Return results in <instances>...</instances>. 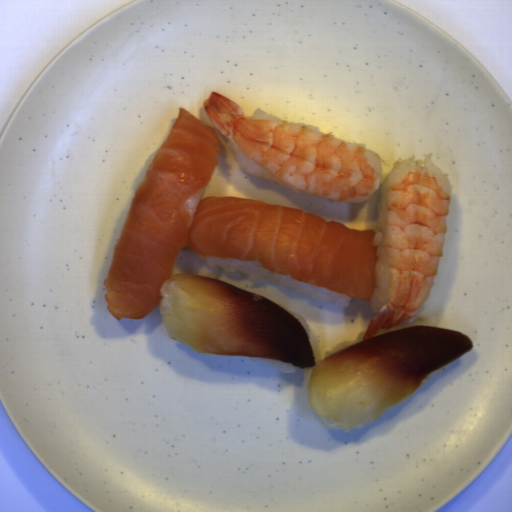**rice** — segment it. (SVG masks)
Listing matches in <instances>:
<instances>
[{"mask_svg":"<svg viewBox=\"0 0 512 512\" xmlns=\"http://www.w3.org/2000/svg\"><path fill=\"white\" fill-rule=\"evenodd\" d=\"M199 256L207 266L213 268H222L226 271L241 272L243 274H247V279L250 282H256L261 279L274 280L286 287L295 288L302 295L310 299L334 303L345 308L349 305L352 299V297L343 293H334L322 288H315L289 276L273 274L258 265L253 260L240 261L236 259H223L219 257H207L202 255Z\"/></svg>","mask_w":512,"mask_h":512,"instance_id":"rice-1","label":"rice"},{"mask_svg":"<svg viewBox=\"0 0 512 512\" xmlns=\"http://www.w3.org/2000/svg\"><path fill=\"white\" fill-rule=\"evenodd\" d=\"M390 173L382 178L378 187V219L375 226V245L378 247L375 291L370 301L373 311L378 313L386 304L388 296L389 265L386 237L387 188Z\"/></svg>","mask_w":512,"mask_h":512,"instance_id":"rice-2","label":"rice"},{"mask_svg":"<svg viewBox=\"0 0 512 512\" xmlns=\"http://www.w3.org/2000/svg\"><path fill=\"white\" fill-rule=\"evenodd\" d=\"M161 147L162 146H160L159 148L154 150L151 153V155L146 159V161L143 163V166H142L141 170L139 171L137 177L132 182L129 198L125 202V204L122 206V208L120 209L116 225H115V227H114V229L112 231V238H111L112 253H114V249H115L116 244H117V242L119 240V237H120V234H121L124 222H125V218H126V215H127V212H128V209H129V206H130V203H131V200H132V198H133V196H134V194H135L139 184L141 183L143 177L145 176L147 170L149 169L151 163L153 162L154 158L156 157V155L158 154L159 150L161 149Z\"/></svg>","mask_w":512,"mask_h":512,"instance_id":"rice-3","label":"rice"},{"mask_svg":"<svg viewBox=\"0 0 512 512\" xmlns=\"http://www.w3.org/2000/svg\"><path fill=\"white\" fill-rule=\"evenodd\" d=\"M231 151L235 155V159L240 165L243 172L248 174L249 176H255L258 178H262L277 184H282L278 180H276L273 176L267 173L264 169H262L259 165H257L254 161H252L248 156H246L242 151H240L235 145H233L229 140L227 144ZM284 185V184H282Z\"/></svg>","mask_w":512,"mask_h":512,"instance_id":"rice-4","label":"rice"},{"mask_svg":"<svg viewBox=\"0 0 512 512\" xmlns=\"http://www.w3.org/2000/svg\"><path fill=\"white\" fill-rule=\"evenodd\" d=\"M408 327H441L442 328V324H441L440 320L435 315L428 314L425 310V307L422 305L420 307V309L417 311L415 317L413 319H411L405 325L398 326V327L391 328V329H383L381 331H378L374 335L370 336L369 338L381 336V335L388 334V333L398 331V330L408 328ZM369 338H367V339H369Z\"/></svg>","mask_w":512,"mask_h":512,"instance_id":"rice-5","label":"rice"},{"mask_svg":"<svg viewBox=\"0 0 512 512\" xmlns=\"http://www.w3.org/2000/svg\"><path fill=\"white\" fill-rule=\"evenodd\" d=\"M249 359L252 360L253 362H257V363H265V364L271 366L272 368H274L275 370H277L278 372L291 373V372L297 371V366H294L290 363H285V362L276 361V360H272V359L250 357V356H249Z\"/></svg>","mask_w":512,"mask_h":512,"instance_id":"rice-6","label":"rice"},{"mask_svg":"<svg viewBox=\"0 0 512 512\" xmlns=\"http://www.w3.org/2000/svg\"><path fill=\"white\" fill-rule=\"evenodd\" d=\"M368 329V328H367ZM367 329L363 330L357 337L356 340H342L341 342H339L338 344H336L334 347H332L330 350H328L327 352H325V359L328 358L329 356H331L332 354L338 352V351H341L347 347H350L358 342H361L363 340H366L364 339L365 337V333L367 331Z\"/></svg>","mask_w":512,"mask_h":512,"instance_id":"rice-7","label":"rice"},{"mask_svg":"<svg viewBox=\"0 0 512 512\" xmlns=\"http://www.w3.org/2000/svg\"><path fill=\"white\" fill-rule=\"evenodd\" d=\"M280 306V305H279ZM282 309H284L286 312H288L291 316H293L295 319H297L301 325V327L303 328L309 342L313 336V332H312V328H311V324L310 322L307 320V318L305 316H303L302 314H300L299 312L297 311H294V310H291V309H288V308H285V307H282L280 306Z\"/></svg>","mask_w":512,"mask_h":512,"instance_id":"rice-8","label":"rice"},{"mask_svg":"<svg viewBox=\"0 0 512 512\" xmlns=\"http://www.w3.org/2000/svg\"><path fill=\"white\" fill-rule=\"evenodd\" d=\"M244 119L283 121L280 117L269 114L261 109H257L252 116Z\"/></svg>","mask_w":512,"mask_h":512,"instance_id":"rice-9","label":"rice"},{"mask_svg":"<svg viewBox=\"0 0 512 512\" xmlns=\"http://www.w3.org/2000/svg\"><path fill=\"white\" fill-rule=\"evenodd\" d=\"M449 363H450V362H449ZM449 363H448V364H446L445 366L441 367V368H438V369H436V370H434V371L429 372V373H428V375L425 377V379H424V380L422 381V383L420 384V386L417 388V390H420L421 388H423L424 386H426V385L430 382V380L432 379V377H433V376H435V375H437V374H439V373H442V372H443V370H444V369L449 365ZM417 390H416V391H417Z\"/></svg>","mask_w":512,"mask_h":512,"instance_id":"rice-10","label":"rice"},{"mask_svg":"<svg viewBox=\"0 0 512 512\" xmlns=\"http://www.w3.org/2000/svg\"><path fill=\"white\" fill-rule=\"evenodd\" d=\"M295 125L307 126V127H310V128H312V129H315V130H317V131H320V132H321V130H320V128H319V126L308 125V124H306V123L295 124Z\"/></svg>","mask_w":512,"mask_h":512,"instance_id":"rice-11","label":"rice"}]
</instances>
